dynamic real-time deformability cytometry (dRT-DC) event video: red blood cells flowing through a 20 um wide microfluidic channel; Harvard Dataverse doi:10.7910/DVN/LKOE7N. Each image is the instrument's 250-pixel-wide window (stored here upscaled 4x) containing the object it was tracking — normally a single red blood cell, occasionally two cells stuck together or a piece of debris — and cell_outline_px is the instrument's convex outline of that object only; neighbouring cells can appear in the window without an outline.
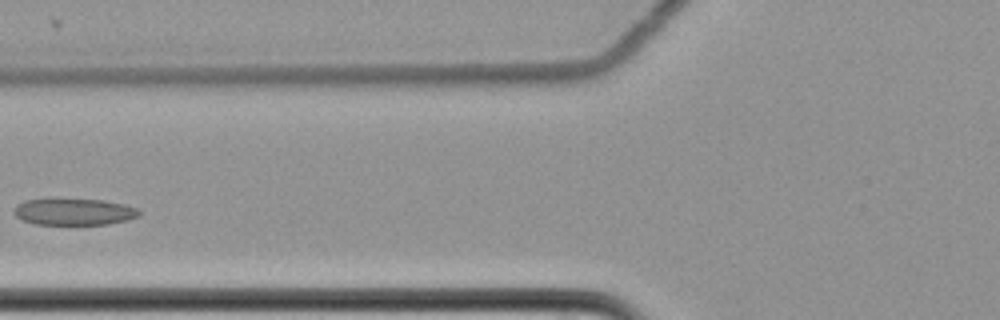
{"species": "common noctule bat (a hibernating species)", "species_latin": "Nyctalus noctula", "temperature_condition": "cold", "stored_images_in_passage": 5, "camera_frame_rate_fps": 3000, "um_per_image_px": 0.085, "animal": {"sex": "female", "body_mass_g": 22.7, "forearm_length_mm": 54.2}, "frame": {"image": 1, "passage_image": 5, "time_ms": 1.333, "image_size_px": [1000, 320], "cell_outline_px": [[140, 216], [108, 224], [36, 224], [24, 220], [16, 216], [12, 212], [16, 204], [24, 200], [48, 196], [100, 200], [124, 204], [136, 208], [140, 212]], "centroid_in_image_um": [6.19, 17.95], "position_along_channel_um": 119.6, "area_um2": 20.06}}